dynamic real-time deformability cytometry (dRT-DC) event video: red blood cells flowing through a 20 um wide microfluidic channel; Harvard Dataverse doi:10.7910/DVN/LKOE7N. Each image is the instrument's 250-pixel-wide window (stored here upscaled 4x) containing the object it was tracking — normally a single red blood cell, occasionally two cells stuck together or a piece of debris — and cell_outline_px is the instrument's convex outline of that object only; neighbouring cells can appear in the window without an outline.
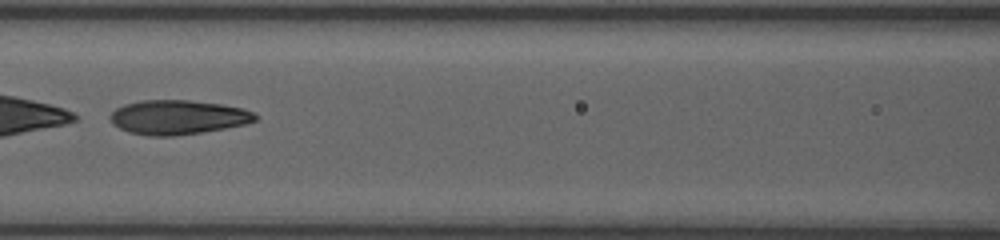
{"species": "human", "species_latin": "Homo sapiens", "temperature_condition": "room temperature", "stored_images_in_passage": 79, "segment_of_instrument_passage": [2, 2], "camera_frame_rate_fps": 3000, "um_per_image_px": 0.085, "donor": {"sex": "female"}, "frame": {"image": 1, "passage_image": 39, "time_ms": 8.667, "image_size_px": [1000, 240], "cell_outline_px": [[260, 116], [256, 120], [244, 124], [224, 128], [200, 132], [172, 136], [148, 136], [128, 132], [112, 124], [108, 116], [116, 108], [124, 104], [140, 100], [188, 100], [220, 104], [244, 108]], "centroid_in_image_um": [15.09, 9.96], "position_along_channel_um": 151.5, "area_um2": 29.07}}
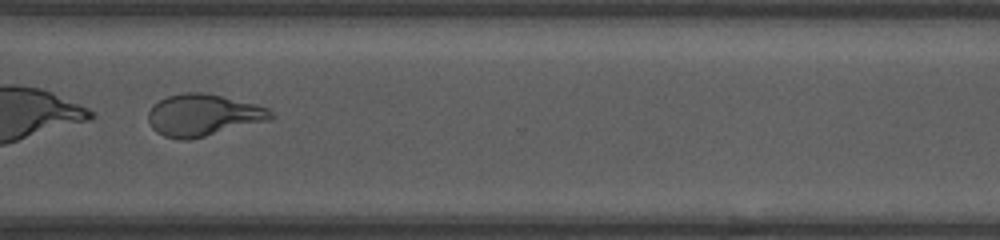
{"frame": {"image": 2, "passage_image": 62, "time_ms": 14.0, "image_size_px": [1000, 240], "cell_outline_px": [[272, 120], [188, 140], [180, 140], [164, 136], [156, 132], [152, 128], [148, 120], [148, 112], [160, 100], [168, 96], [184, 92], [200, 92], [220, 96], [256, 104], [268, 108], [272, 112]], "centroid_in_image_um": [17.27, 9.8], "position_along_channel_um": 353.3, "area_um2": 29.71}}